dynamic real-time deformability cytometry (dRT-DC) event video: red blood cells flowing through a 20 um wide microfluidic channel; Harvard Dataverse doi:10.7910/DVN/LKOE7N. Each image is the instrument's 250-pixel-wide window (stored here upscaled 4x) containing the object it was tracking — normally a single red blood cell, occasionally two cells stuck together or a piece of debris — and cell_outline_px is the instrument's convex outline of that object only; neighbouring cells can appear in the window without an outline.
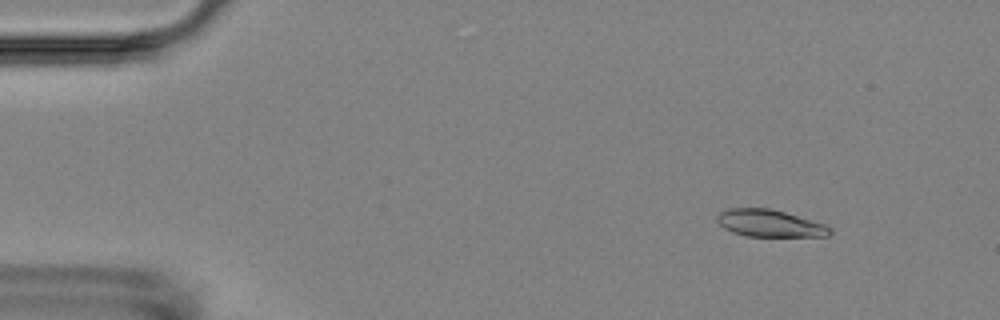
{"species": "Egyptian fruit bat (a non-hibernating species)", "species_latin": "Rousettus aegyptiacus", "temperature_condition": "room temperature", "stored_images_in_passage": 5, "camera_frame_rate_fps": 3000, "um_per_image_px": 0.085, "animal": {"sex": "female"}, "frame": {"image": 1, "passage_image": 2, "time_ms": 1.333, "image_size_px": [1000, 320], "cell_outline_px": [[832, 232], [828, 236], [744, 236], [732, 232], [724, 228], [716, 220], [716, 216], [720, 212], [728, 208], [768, 208], [784, 212], [824, 224], [832, 228]], "centroid_in_image_um": [65.39, 18.98], "position_along_channel_um": 19.6, "area_um2": 17.74}}